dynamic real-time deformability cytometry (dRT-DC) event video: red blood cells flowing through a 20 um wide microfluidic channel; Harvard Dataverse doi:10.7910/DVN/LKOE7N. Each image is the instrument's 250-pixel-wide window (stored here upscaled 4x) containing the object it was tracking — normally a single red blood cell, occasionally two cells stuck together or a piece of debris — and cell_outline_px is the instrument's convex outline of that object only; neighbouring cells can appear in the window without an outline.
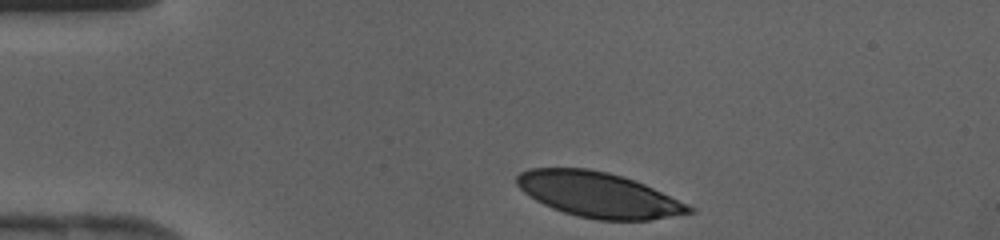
{"species": "human", "species_latin": "Homo sapiens", "temperature_condition": "cold", "stored_images_in_passage": 29, "camera_frame_rate_fps": 3000, "um_per_image_px": 0.085, "donor": {"sex": "female"}, "frame": {"image": 1, "passage_image": 1, "time_ms": 0.0, "image_size_px": [1000, 240], "cell_outline_px": [[696, 212], [652, 220], [596, 220], [576, 216], [552, 208], [536, 200], [524, 192], [516, 184], [516, 176], [520, 172], [528, 168], [588, 168], [608, 172], [624, 176], [644, 184], [688, 204], [696, 208]], "centroid_in_image_um": [50.89, 16.55], "position_along_channel_um": 34.1, "area_um2": 45.43}}
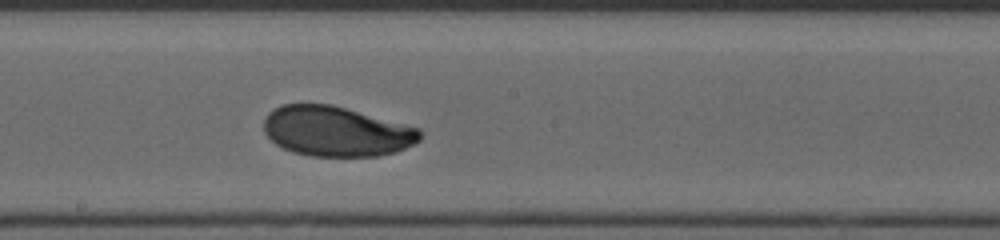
{"frame": {"image": 2, "passage_image": 16, "time_ms": 5.0, "image_size_px": [1000, 240], "cell_outline_px": [[420, 140], [416, 144], [396, 152], [376, 156], [312, 156], [292, 152], [276, 144], [264, 132], [264, 120], [268, 112], [284, 104], [332, 104], [420, 128]], "centroid_in_image_um": [28.6, 11.17], "position_along_channel_um": 219.6, "area_um2": 45.55}}
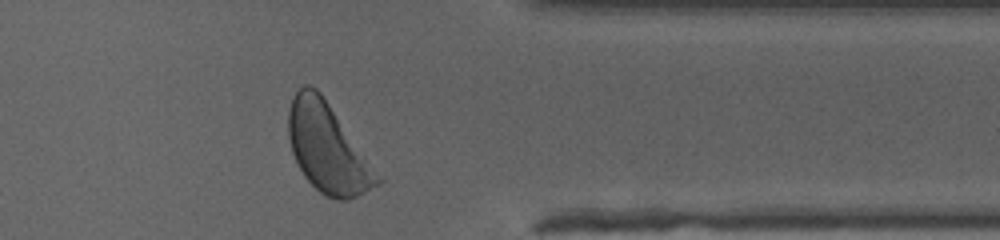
{"frame": {"image": 3, "passage_image": 27, "time_ms": 8.667, "image_size_px": [1000, 240], "cell_outline_px": [[384, 180], [380, 184], [348, 200], [336, 200], [320, 192], [304, 176], [292, 152], [288, 136], [288, 108], [292, 96], [304, 84], [308, 84], [316, 88], [320, 92]], "centroid_in_image_um": [27.83, 12.59], "position_along_channel_um": 383.6, "area_um2": 45.66}}